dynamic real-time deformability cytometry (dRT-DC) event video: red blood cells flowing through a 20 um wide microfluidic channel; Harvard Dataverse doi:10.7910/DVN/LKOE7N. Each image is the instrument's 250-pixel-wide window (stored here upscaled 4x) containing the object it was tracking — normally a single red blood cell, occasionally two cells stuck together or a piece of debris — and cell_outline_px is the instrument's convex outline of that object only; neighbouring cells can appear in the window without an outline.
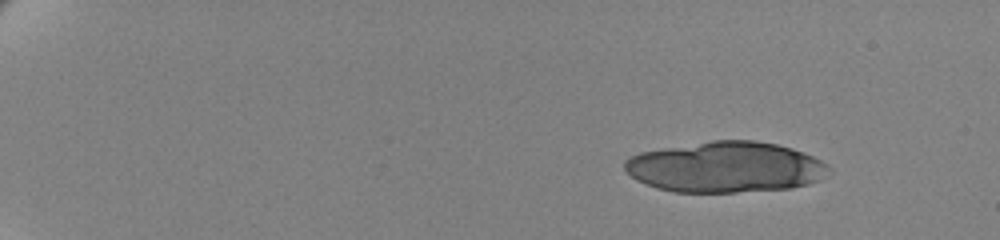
{"species": "human", "species_latin": "Homo sapiens", "temperature_condition": "cold", "stored_images_in_passage": 17, "camera_frame_rate_fps": 3000, "um_per_image_px": 0.085, "donor": {"sex": "female"}, "frame": {"image": 1, "passage_image": 1, "time_ms": 0.0, "image_size_px": [1000, 240], "cell_outline_px": [[832, 172], [820, 180], [808, 184], [788, 188], [736, 192], [676, 192], [656, 188], [636, 180], [624, 168], [624, 160], [640, 152], [712, 140], [752, 140], [776, 144], [792, 148], [804, 152], [820, 160], [832, 168]], "centroid_in_image_um": [61.69, 14.2], "position_along_channel_um": 23.3, "area_um2": 60.46}}